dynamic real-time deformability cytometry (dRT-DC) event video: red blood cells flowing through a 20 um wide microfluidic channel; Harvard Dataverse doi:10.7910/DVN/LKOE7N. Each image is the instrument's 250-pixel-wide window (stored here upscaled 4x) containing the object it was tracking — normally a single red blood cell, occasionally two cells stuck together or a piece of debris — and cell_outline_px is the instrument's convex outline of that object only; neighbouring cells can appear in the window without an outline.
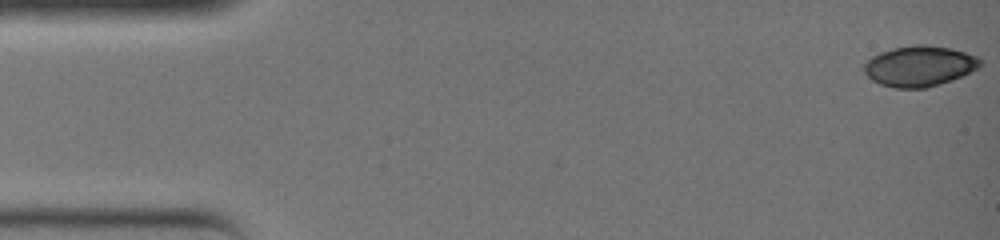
{"species": "common noctule bat (a hibernating species)", "species_latin": "Nyctalus noctula", "temperature_condition": "warm", "stored_images_in_passage": 37, "camera_frame_rate_fps": 3000, "um_per_image_px": 0.085, "animal": {"sex": "female", "body_mass_g": 19.0, "forearm_length_mm": 51.5}, "frame": {"image": 1, "passage_image": 1, "time_ms": 0.0, "image_size_px": [1000, 240], "cell_outline_px": [[980, 64], [976, 68], [952, 80], [940, 84], [924, 88], [892, 88], [880, 84], [872, 80], [864, 72], [864, 64], [872, 56], [880, 52], [892, 48], [916, 44], [924, 44], [952, 48], [976, 56], [980, 60]], "centroid_in_image_um": [78.1, 5.61], "position_along_channel_um": 6.9, "area_um2": 27.28}}
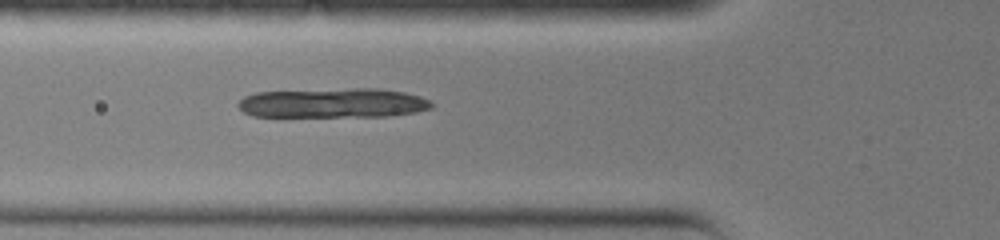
{"frame": {"image": 2, "passage_image": 14, "time_ms": 4.333, "image_size_px": [1000, 240], "cell_outline_px": [[436, 104], [432, 108], [416, 112], [388, 116], [252, 116], [244, 112], [236, 104], [244, 96], [256, 92], [352, 88], [380, 88], [404, 92], [420, 96], [432, 100]], "centroid_in_image_um": [28.36, 8.75], "position_along_channel_um": 97.4, "area_um2": 33.58}}
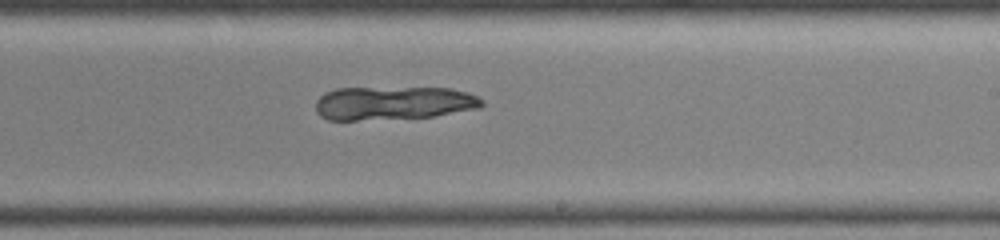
{"frame": {"image": 3, "passage_image": 23, "time_ms": 7.333, "image_size_px": [1000, 240], "cell_outline_px": [[484, 104], [480, 108], [436, 116], [356, 120], [328, 120], [320, 116], [316, 112], [316, 100], [324, 92], [336, 88], [452, 88], [468, 92], [484, 100]], "centroid_in_image_um": [33.44, 8.76], "position_along_channel_um": 255.6, "area_um2": 32.66}}